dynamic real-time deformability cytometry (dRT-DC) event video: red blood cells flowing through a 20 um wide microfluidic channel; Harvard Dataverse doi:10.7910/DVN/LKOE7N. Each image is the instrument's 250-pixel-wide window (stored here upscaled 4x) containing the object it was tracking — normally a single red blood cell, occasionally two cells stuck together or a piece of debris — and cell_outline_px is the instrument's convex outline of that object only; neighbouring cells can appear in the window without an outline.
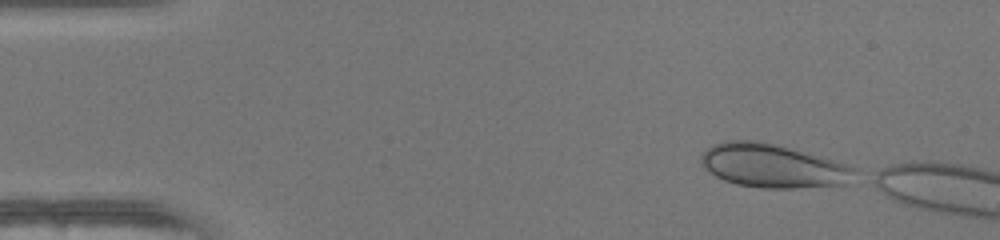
{"species": "human", "species_latin": "Homo sapiens", "temperature_condition": "warm", "stored_images_in_passage": 45, "camera_frame_rate_fps": 3000, "um_per_image_px": 0.085, "donor": {"sex": "female"}, "frame": {"image": 1, "passage_image": 1, "time_ms": 0.0, "image_size_px": [1000, 240], "cell_outline_px": [[860, 168], [844, 184], [796, 188], [760, 188], [736, 184], [724, 180], [716, 176], [704, 168], [700, 160], [700, 156], [712, 144], [724, 140], [756, 140], [788, 148], [832, 160]], "centroid_in_image_um": [65.63, 14.1], "position_along_channel_um": 19.4, "area_um2": 38.61}}
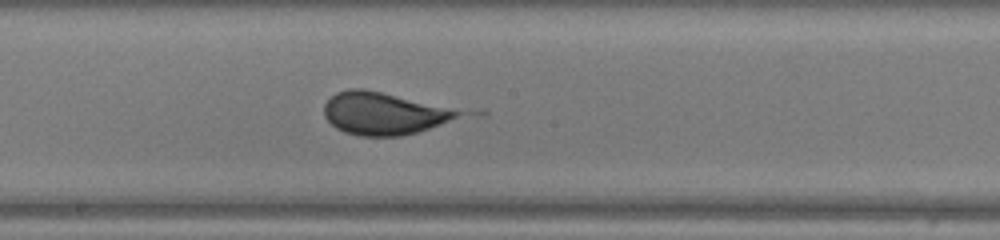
{"frame": {"image": 2, "passage_image": 22, "time_ms": 7.0, "image_size_px": [1000, 240], "cell_outline_px": [[488, 112], [484, 116], [400, 136], [360, 136], [344, 132], [336, 128], [324, 116], [324, 104], [336, 92], [348, 88], [364, 88]], "centroid_in_image_um": [33.15, 9.63], "position_along_channel_um": 215.0, "area_um2": 36.59}}
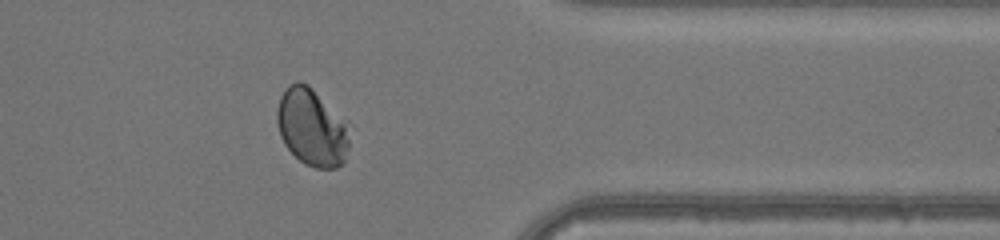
{"frame": {"image": 3, "passage_image": 35, "time_ms": 11.333, "image_size_px": [1000, 240], "cell_outline_px": [[348, 148], [344, 160], [336, 168], [316, 168], [304, 164], [284, 144], [280, 136], [276, 120], [276, 112], [280, 96], [288, 84], [296, 80], [300, 80], [308, 84], [312, 88], [344, 124], [348, 140]], "centroid_in_image_um": [26.41, 10.82], "position_along_channel_um": 385.0, "area_um2": 31.79}}